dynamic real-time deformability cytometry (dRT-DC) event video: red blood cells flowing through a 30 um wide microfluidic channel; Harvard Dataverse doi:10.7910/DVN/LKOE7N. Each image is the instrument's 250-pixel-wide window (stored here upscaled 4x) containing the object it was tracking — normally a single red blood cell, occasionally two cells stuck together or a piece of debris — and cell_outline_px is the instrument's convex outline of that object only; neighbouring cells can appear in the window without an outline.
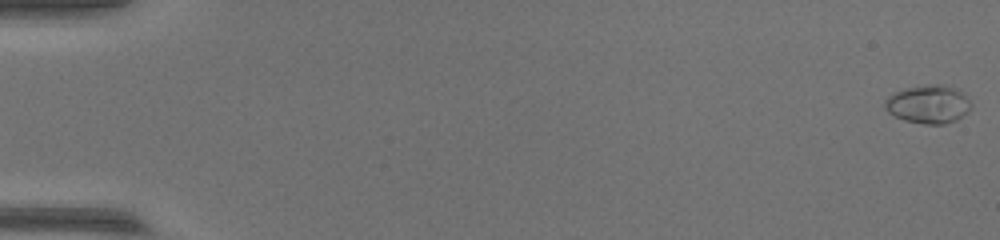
{"species": "common noctule bat (a hibernating species)", "species_latin": "Nyctalus noctula", "temperature_condition": "warm", "stored_images_in_passage": 55, "camera_frame_rate_fps": 3000, "um_per_image_px": 0.085, "animal": {"sex": "female", "body_mass_g": 17.0, "forearm_length_mm": 48.0}, "frame": {"image": 1, "passage_image": 1, "time_ms": 0.0, "image_size_px": [1000, 240], "cell_outline_px": [[972, 104], [968, 112], [956, 120], [944, 124], [924, 124], [904, 120], [888, 112], [884, 108], [884, 100], [892, 92], [904, 88], [924, 84], [944, 84], [960, 88]], "centroid_in_image_um": [78.91, 8.83], "position_along_channel_um": 6.1, "area_um2": 19.71}}
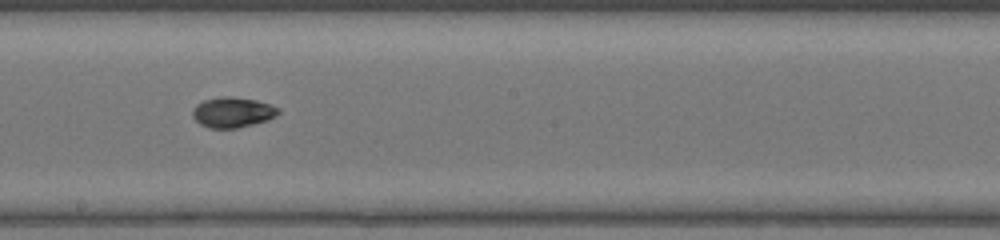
{"frame": {"image": 2, "passage_image": 32, "time_ms": 10.333, "image_size_px": [1000, 240], "cell_outline_px": [[280, 112], [276, 116], [268, 120], [236, 128], [208, 128], [200, 124], [192, 116], [192, 112], [196, 104], [204, 100], [224, 96], [228, 96], [256, 100], [280, 108]], "centroid_in_image_um": [19.77, 9.55], "position_along_channel_um": 228.4, "area_um2": 15.09}}
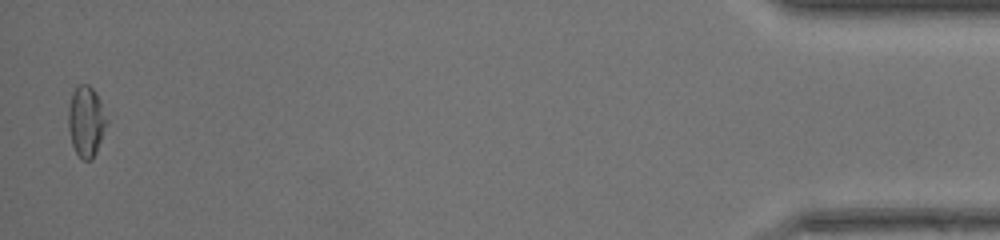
{"frame": {"image": 3, "passage_image": 54, "time_ms": 17.667, "image_size_px": [1000, 240], "cell_outline_px": [[108, 120], [96, 152], [92, 160], [80, 160], [72, 144], [68, 128], [68, 108], [72, 92], [80, 84], [88, 84], [96, 92], [100, 100]], "centroid_in_image_um": [7.31, 10.32], "position_along_channel_um": 427.9, "area_um2": 15.84}}